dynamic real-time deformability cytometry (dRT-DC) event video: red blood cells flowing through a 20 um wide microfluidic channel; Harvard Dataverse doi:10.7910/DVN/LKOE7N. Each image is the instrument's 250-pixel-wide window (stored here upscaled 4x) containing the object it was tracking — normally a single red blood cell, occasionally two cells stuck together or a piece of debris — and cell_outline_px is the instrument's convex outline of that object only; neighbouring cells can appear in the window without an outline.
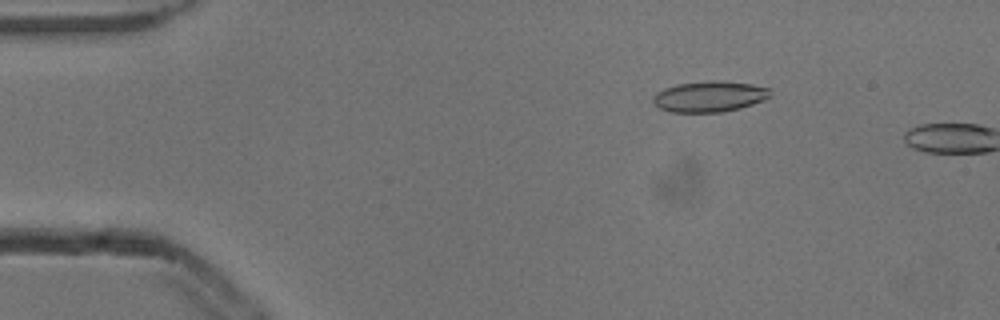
{"species": "common noctule bat (a hibernating species)", "species_latin": "Nyctalus noctula", "temperature_condition": "cold", "stored_images_in_passage": 4, "camera_frame_rate_fps": 3000, "um_per_image_px": 0.085, "animal": {"sex": "male", "body_mass_g": 13.3}, "frame": {"image": 1, "passage_image": 3, "time_ms": 0.667, "image_size_px": [1000, 320], "cell_outline_px": [[772, 96], [764, 100], [740, 108], [724, 112], [672, 112], [660, 108], [652, 104], [652, 96], [656, 92], [664, 88], [676, 84], [712, 80], [720, 80], [752, 84], [772, 88]], "centroid_in_image_um": [60.32, 8.19], "position_along_channel_um": 24.7, "area_um2": 21.44}}